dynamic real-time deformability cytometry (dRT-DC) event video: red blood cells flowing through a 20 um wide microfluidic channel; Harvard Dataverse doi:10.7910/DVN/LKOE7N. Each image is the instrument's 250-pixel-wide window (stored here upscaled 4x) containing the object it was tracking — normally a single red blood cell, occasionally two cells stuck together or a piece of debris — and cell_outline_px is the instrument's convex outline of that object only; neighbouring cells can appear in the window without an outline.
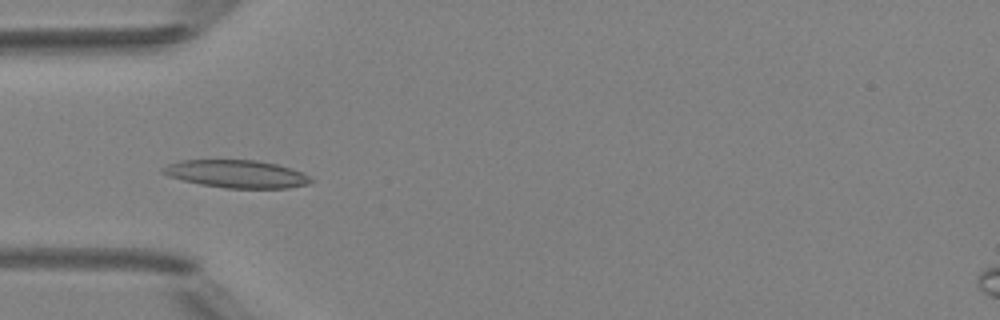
{"species": "Egyptian fruit bat (a non-hibernating species)", "species_latin": "Rousettus aegyptiacus", "temperature_condition": "room temperature", "stored_images_in_passage": 6, "camera_frame_rate_fps": 3000, "um_per_image_px": 0.085, "animal": {"sex": "female"}, "frame": {"image": 1, "passage_image": 4, "time_ms": 3.333, "image_size_px": [1000, 320], "cell_outline_px": [[312, 180], [308, 184], [288, 188], [224, 188], [200, 184], [168, 176], [160, 172], [160, 168], [168, 164], [180, 160], [256, 160], [276, 164], [304, 172]], "centroid_in_image_um": [20.08, 14.78], "position_along_channel_um": 64.9, "area_um2": 23.93}}
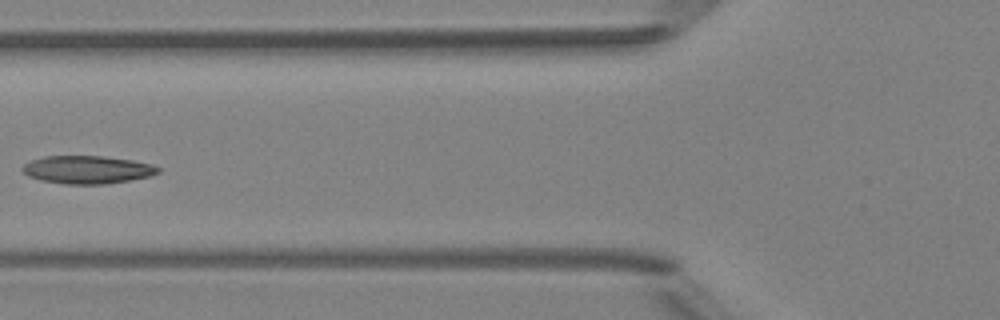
{"frame": {"image": 2, "passage_image": 5, "time_ms": 4.667, "image_size_px": [1000, 320], "cell_outline_px": [[160, 172], [148, 176], [128, 180], [104, 184], [64, 184], [40, 180], [28, 176], [20, 168], [28, 160], [44, 156], [104, 156], [132, 160], [152, 164], [160, 168]], "centroid_in_image_um": [7.37, 14.41], "position_along_channel_um": 118.4, "area_um2": 22.14}}
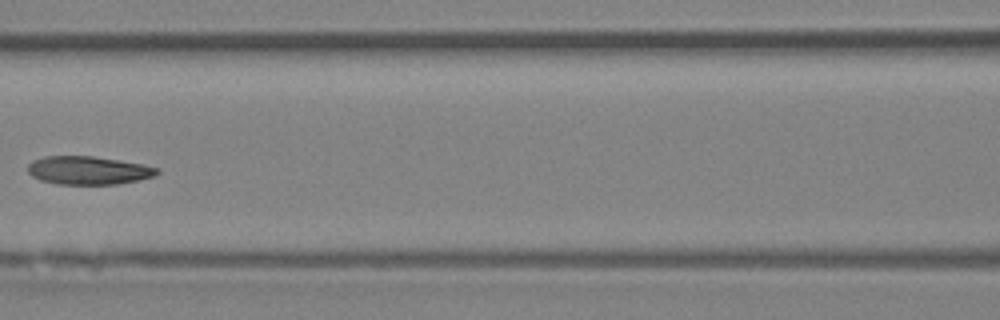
{"frame": {"image": 3, "passage_image": 6, "time_ms": 5.667, "image_size_px": [1000, 320], "cell_outline_px": [[160, 172], [156, 176], [140, 180], [116, 184], [56, 184], [40, 180], [32, 176], [28, 172], [28, 164], [32, 160], [44, 156], [92, 156], [144, 164], [160, 168]], "centroid_in_image_um": [7.53, 14.48], "position_along_channel_um": 159.1, "area_um2": 21.5}}